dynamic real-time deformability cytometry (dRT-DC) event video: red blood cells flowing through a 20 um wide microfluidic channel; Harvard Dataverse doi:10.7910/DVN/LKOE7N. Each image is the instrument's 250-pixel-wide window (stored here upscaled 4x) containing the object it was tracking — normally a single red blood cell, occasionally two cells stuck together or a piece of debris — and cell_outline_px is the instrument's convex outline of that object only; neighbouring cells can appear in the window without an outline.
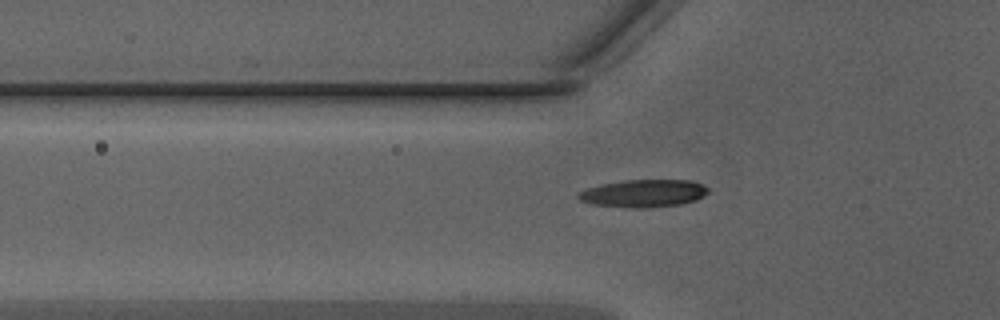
{"species": "Egyptian fruit bat (a non-hibernating species)", "species_latin": "Rousettus aegyptiacus", "temperature_condition": "warm", "stored_images_in_passage": 35, "camera_frame_rate_fps": 3000, "um_per_image_px": 0.085, "animal": {"sex": "male"}, "frame": {"image": 1, "passage_image": 6, "time_ms": 1.667, "image_size_px": [1000, 320], "cell_outline_px": [[708, 192], [704, 196], [696, 200], [680, 204], [648, 208], [632, 208], [592, 204], [580, 200], [576, 196], [580, 192], [588, 188], [600, 184], [624, 180], [692, 180], [704, 184], [708, 188]], "centroid_in_image_um": [54.73, 16.43], "position_along_channel_um": 71.1, "area_um2": 20.98}}
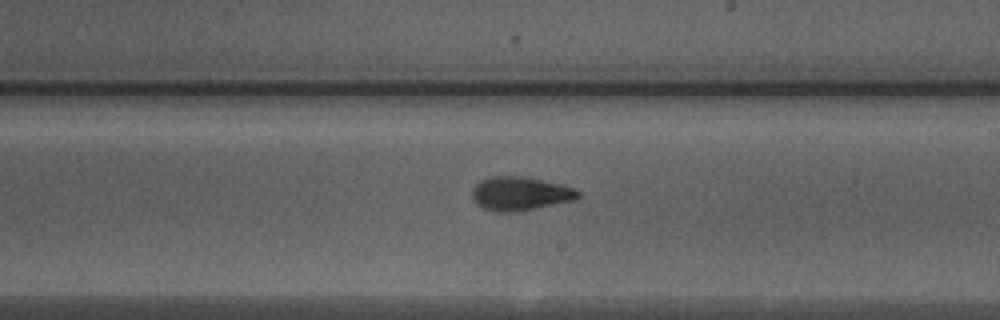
{"frame": {"image": 2, "passage_image": 18, "time_ms": 5.667, "image_size_px": [1000, 320], "cell_outline_px": [[580, 196], [572, 200], [532, 208], [508, 212], [496, 212], [484, 208], [476, 204], [472, 200], [472, 188], [480, 180], [488, 176], [524, 176], [560, 184], [576, 188], [580, 192]], "centroid_in_image_um": [44.16, 16.43], "position_along_channel_um": 244.8, "area_um2": 20.63}}
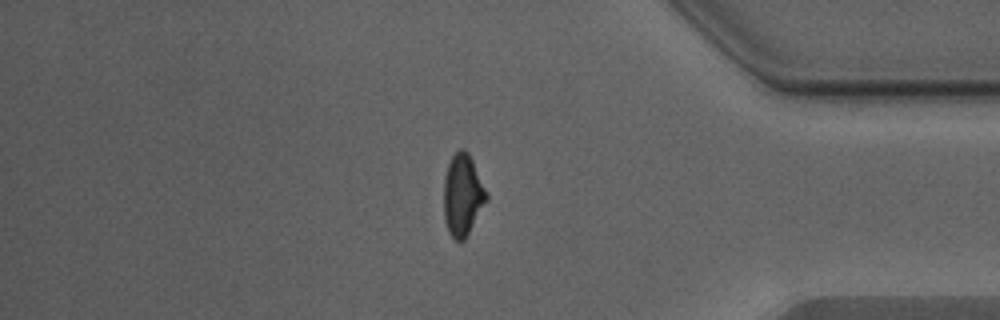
{"frame": {"image": 3, "passage_image": 30, "time_ms": 9.667, "image_size_px": [1000, 320], "cell_outline_px": [[488, 200], [464, 240], [456, 240], [448, 232], [444, 220], [444, 180], [448, 164], [452, 156], [460, 148], [464, 148], [468, 152], [472, 160], [488, 196]], "centroid_in_image_um": [39.32, 16.58], "position_along_channel_um": 395.9, "area_um2": 20.11}}